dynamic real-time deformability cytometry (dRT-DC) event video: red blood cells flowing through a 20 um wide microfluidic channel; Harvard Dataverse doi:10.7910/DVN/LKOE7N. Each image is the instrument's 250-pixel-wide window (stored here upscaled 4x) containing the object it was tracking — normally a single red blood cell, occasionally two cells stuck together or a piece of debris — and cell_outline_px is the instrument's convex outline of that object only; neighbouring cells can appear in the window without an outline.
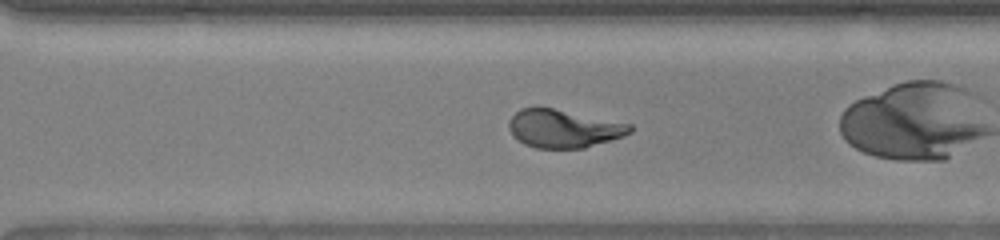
{"species": "human", "species_latin": "Homo sapiens", "temperature_condition": "warm", "stored_images_in_passage": 50, "camera_frame_rate_fps": 3000, "um_per_image_px": 0.085, "donor": {"sex": "female"}, "frame": {"image": 1, "passage_image": 35, "time_ms": 11.333, "image_size_px": [1000, 240], "cell_outline_px": [[632, 132], [624, 136], [612, 140], [584, 148], [536, 148], [524, 144], [516, 140], [512, 136], [508, 128], [508, 120], [520, 108], [552, 108], [632, 124]], "centroid_in_image_um": [47.88, 10.94], "position_along_channel_um": 322.7, "area_um2": 26.93}, "authors_computed_cell_mechanics": {"area_um2": 28.0619, "velocity_mm_per_s": 4.0003, "shape_relaxation_time_tau1_ms": 5.4484, "shape_relaxation_time_tau2_ms": 0.9562, "deformation_change_tau1": 0.279, "deformation_change_tau2": 0.0752}}